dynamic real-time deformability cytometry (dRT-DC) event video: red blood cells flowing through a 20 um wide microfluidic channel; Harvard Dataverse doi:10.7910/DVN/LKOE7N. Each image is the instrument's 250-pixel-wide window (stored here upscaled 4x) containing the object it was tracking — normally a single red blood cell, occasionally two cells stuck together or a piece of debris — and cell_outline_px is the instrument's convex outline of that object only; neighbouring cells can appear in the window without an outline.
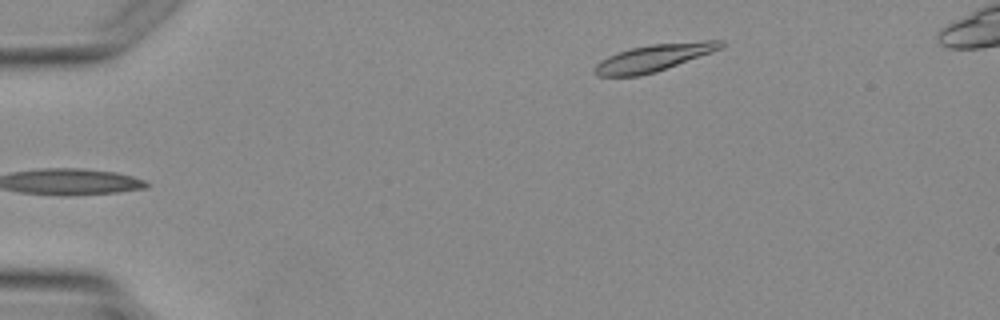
{"species": "Egyptian fruit bat (a non-hibernating species)", "species_latin": "Rousettus aegyptiacus", "temperature_condition": "warm", "stored_images_in_passage": 4, "camera_frame_rate_fps": 3000, "um_per_image_px": 0.085, "animal": {"sex": "female"}, "frame": {"image": 1, "passage_image": 4, "time_ms": 3.667, "image_size_px": [1000, 320], "cell_outline_px": [[724, 44], [720, 48], [712, 52], [656, 72], [640, 76], [596, 76], [592, 72], [592, 68], [600, 60], [608, 56], [632, 48], [652, 44], [704, 40], [724, 40]], "centroid_in_image_um": [55.54, 4.92], "position_along_channel_um": 29.5, "area_um2": 19.88}}